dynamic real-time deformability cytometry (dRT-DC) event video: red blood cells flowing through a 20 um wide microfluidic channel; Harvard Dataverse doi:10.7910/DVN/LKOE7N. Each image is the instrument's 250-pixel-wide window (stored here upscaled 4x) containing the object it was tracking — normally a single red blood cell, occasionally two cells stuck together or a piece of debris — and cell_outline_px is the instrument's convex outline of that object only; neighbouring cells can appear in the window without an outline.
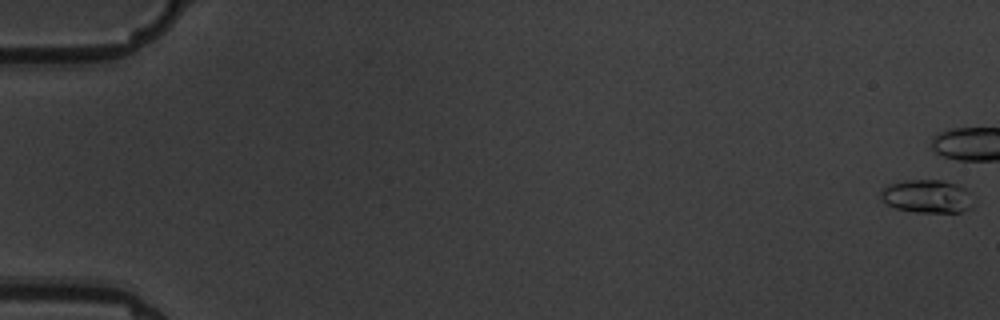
{"species": "common noctule bat (a hibernating species)", "species_latin": "Nyctalus noctula", "temperature_condition": "warm", "stored_images_in_passage": 7, "camera_frame_rate_fps": 3000, "um_per_image_px": 0.085, "animal": {"sex": "male", "body_mass_g": 19.5, "forearm_length_mm": 54.6}, "frame": {"image": 1, "passage_image": 1, "time_ms": 0.0, "image_size_px": [1000, 320], "cell_outline_px": [[972, 208], [960, 212], [916, 212], [896, 208], [880, 200], [880, 188], [888, 184], [904, 180], [944, 180], [960, 184], [968, 192]], "centroid_in_image_um": [78.75, 16.67], "position_along_channel_um": 6.3, "area_um2": 18.03}}